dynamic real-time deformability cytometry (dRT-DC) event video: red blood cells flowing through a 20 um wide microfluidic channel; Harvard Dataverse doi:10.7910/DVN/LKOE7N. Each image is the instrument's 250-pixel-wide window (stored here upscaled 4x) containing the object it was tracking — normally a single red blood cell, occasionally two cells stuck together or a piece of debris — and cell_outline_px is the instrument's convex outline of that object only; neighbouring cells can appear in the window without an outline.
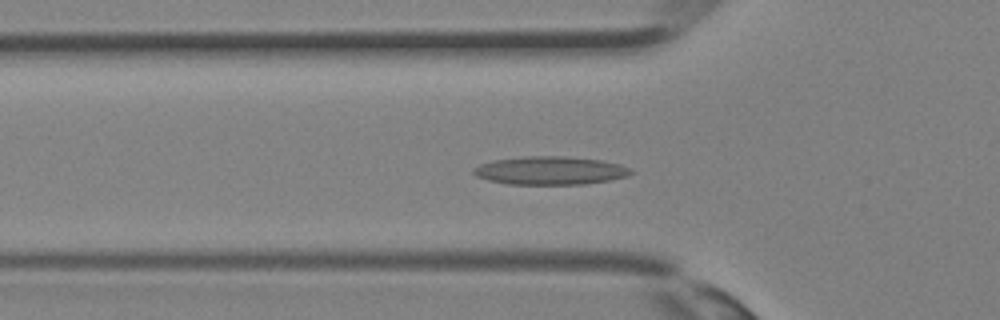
{"species": "Egyptian fruit bat (a non-hibernating species)", "species_latin": "Rousettus aegyptiacus", "temperature_condition": "room temperature", "stored_images_in_passage": 35, "camera_frame_rate_fps": 3000, "um_per_image_px": 0.085, "animal": {"sex": "female"}, "frame": {"image": 1, "passage_image": 12, "time_ms": 3.667, "image_size_px": [1000, 320], "cell_outline_px": [[636, 172], [628, 176], [608, 180], [584, 184], [508, 184], [488, 180], [476, 176], [472, 172], [472, 168], [480, 164], [492, 160], [524, 156], [564, 156], [600, 160], [620, 164], [632, 168]], "centroid_in_image_um": [46.77, 14.49], "position_along_channel_um": 79.0, "area_um2": 26.07}}
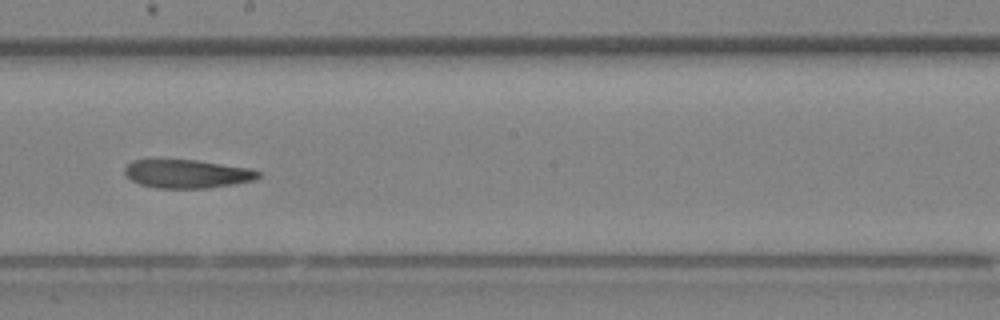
{"frame": {"image": 2, "passage_image": 20, "time_ms": 6.333, "image_size_px": [1000, 320], "cell_outline_px": [[260, 176], [256, 180], [208, 188], [156, 188], [140, 184], [132, 180], [124, 172], [124, 168], [132, 160], [196, 160], [248, 168], [260, 172]], "centroid_in_image_um": [15.9, 14.78], "position_along_channel_um": 232.3, "area_um2": 21.96}}
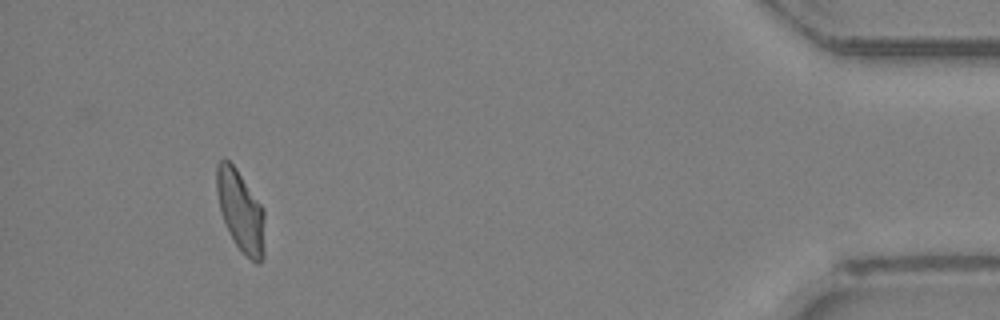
{"frame": {"image": 3, "passage_image": 33, "time_ms": 10.667, "image_size_px": [1000, 320], "cell_outline_px": [[264, 256], [260, 264], [256, 264], [236, 244], [220, 212], [216, 192], [216, 164], [224, 156], [236, 168], [264, 208]], "centroid_in_image_um": [20.45, 17.89], "position_along_channel_um": 414.7, "area_um2": 22.72}}